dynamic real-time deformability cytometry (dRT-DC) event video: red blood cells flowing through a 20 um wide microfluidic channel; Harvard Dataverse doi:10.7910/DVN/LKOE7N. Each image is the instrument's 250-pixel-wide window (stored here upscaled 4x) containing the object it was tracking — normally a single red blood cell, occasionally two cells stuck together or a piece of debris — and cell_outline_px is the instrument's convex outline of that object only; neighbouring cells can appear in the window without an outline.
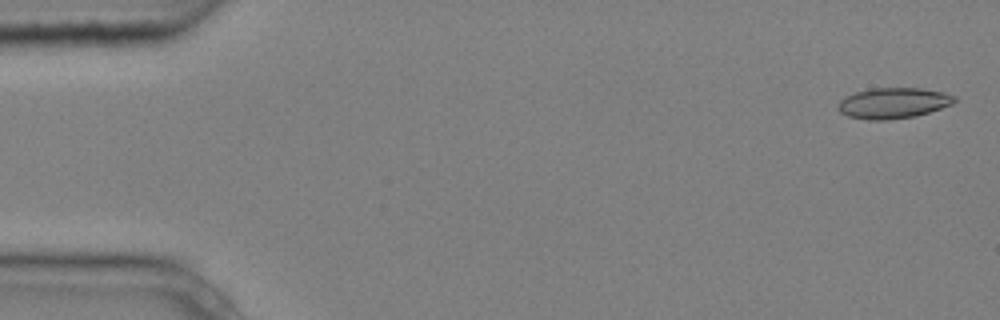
{"species": "common noctule bat (a hibernating species)", "species_latin": "Nyctalus noctula", "temperature_condition": "cold", "stored_images_in_passage": 5, "camera_frame_rate_fps": 3000, "um_per_image_px": 0.085, "animal": {"sex": "male", "body_mass_g": 20.4}, "frame": {"image": 1, "passage_image": 1, "time_ms": 0.0, "image_size_px": [1000, 320], "cell_outline_px": [[956, 100], [952, 104], [916, 116], [888, 120], [868, 120], [848, 116], [840, 112], [836, 108], [836, 104], [844, 96], [856, 92], [872, 88], [920, 88], [944, 92], [956, 96]], "centroid_in_image_um": [75.89, 8.76], "position_along_channel_um": 9.1, "area_um2": 20.98}}
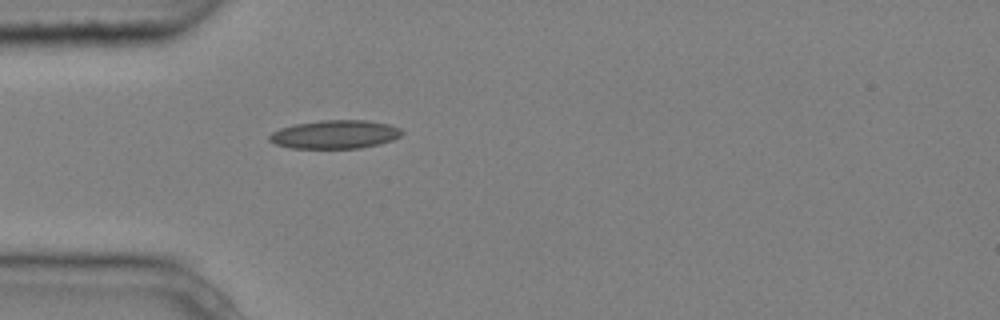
{"frame": {"image": 2, "passage_image": 5, "time_ms": 1.333, "image_size_px": [1000, 320], "cell_outline_px": [[404, 132], [400, 136], [392, 140], [380, 144], [360, 148], [292, 148], [276, 144], [268, 140], [268, 136], [272, 132], [280, 128], [292, 124], [320, 120], [368, 120], [388, 124], [400, 128]], "centroid_in_image_um": [28.47, 11.42], "position_along_channel_um": 56.5, "area_um2": 22.14}}